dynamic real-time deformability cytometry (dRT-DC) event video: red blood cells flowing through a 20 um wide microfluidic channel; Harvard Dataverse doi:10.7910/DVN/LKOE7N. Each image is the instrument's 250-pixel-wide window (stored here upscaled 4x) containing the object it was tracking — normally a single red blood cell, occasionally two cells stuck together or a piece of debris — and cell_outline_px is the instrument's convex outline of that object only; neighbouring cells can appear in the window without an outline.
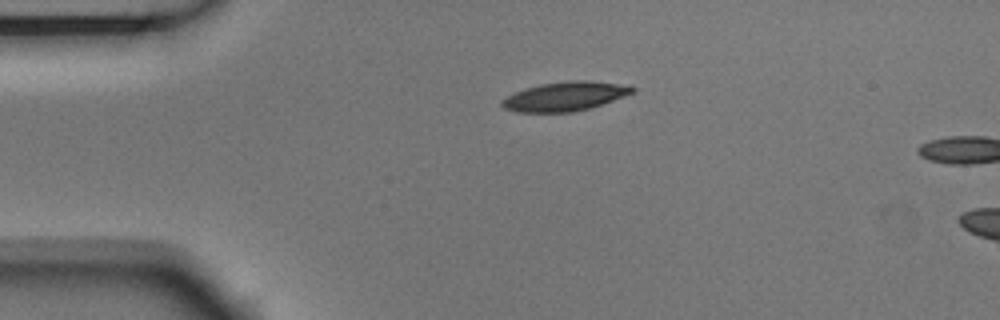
{"species": "Egyptian fruit bat (a non-hibernating species)", "species_latin": "Rousettus aegyptiacus", "temperature_condition": "room temperature", "stored_images_in_passage": 2, "camera_frame_rate_fps": 3000, "um_per_image_px": 0.085, "animal": {"sex": "male"}, "frame": {"image": 1, "passage_image": 1, "time_ms": 0.0, "image_size_px": [1000, 320], "cell_outline_px": [[636, 92], [588, 108], [572, 112], [516, 112], [504, 108], [500, 104], [500, 100], [516, 92], [540, 84], [572, 80], [588, 80], [616, 84], [636, 88]], "centroid_in_image_um": [47.99, 8.19], "position_along_channel_um": 37.0, "area_um2": 21.73}}